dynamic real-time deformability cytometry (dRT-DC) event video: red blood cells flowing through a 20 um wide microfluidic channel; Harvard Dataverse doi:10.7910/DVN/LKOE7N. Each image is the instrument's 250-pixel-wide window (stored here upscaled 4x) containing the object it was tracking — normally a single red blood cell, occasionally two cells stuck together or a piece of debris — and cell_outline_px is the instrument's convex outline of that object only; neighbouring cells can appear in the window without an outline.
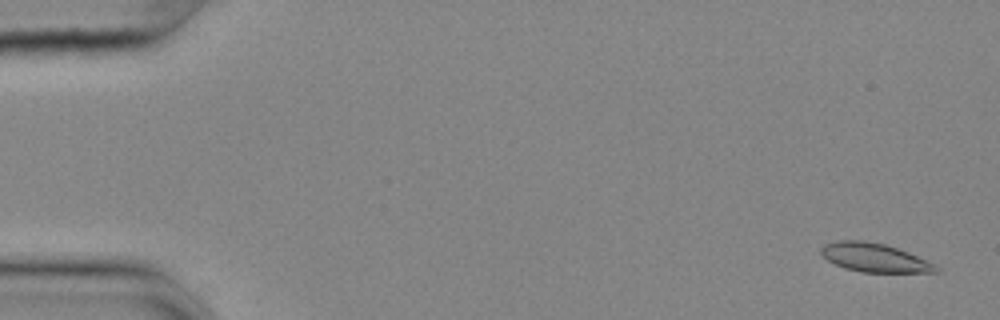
{"species": "common noctule bat (a hibernating species)", "species_latin": "Nyctalus noctula", "temperature_condition": "cold", "stored_images_in_passage": 58, "segment_of_instrument_passage": [1, 2], "camera_frame_rate_fps": 3000, "um_per_image_px": 0.085, "animal": {"sex": "female", "body_mass_g": 25.1}, "frame": {"image": 1, "passage_image": 3, "time_ms": 0.667, "image_size_px": [1000, 320], "cell_outline_px": [[940, 272], [860, 272], [844, 268], [828, 260], [820, 252], [820, 248], [824, 244], [836, 240], [864, 240], [884, 244], [908, 252], [936, 264], [940, 268]], "centroid_in_image_um": [74.33, 21.89], "position_along_channel_um": 10.7, "area_um2": 19.25}}
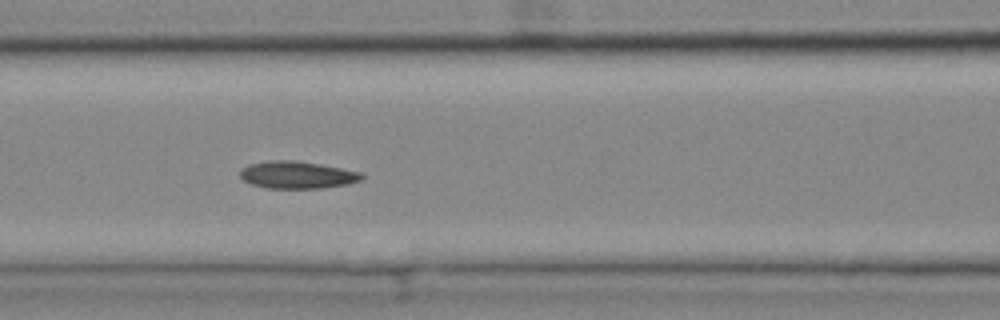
{"frame": {"image": 2, "passage_image": 25, "time_ms": 8.0, "image_size_px": [1000, 320], "cell_outline_px": [[364, 176], [360, 180], [348, 184], [324, 188], [268, 188], [252, 184], [244, 180], [240, 176], [240, 168], [248, 164], [268, 160], [296, 160], [320, 164], [360, 172]], "centroid_in_image_um": [25.23, 14.86], "position_along_channel_um": 141.4, "area_um2": 19.36}}
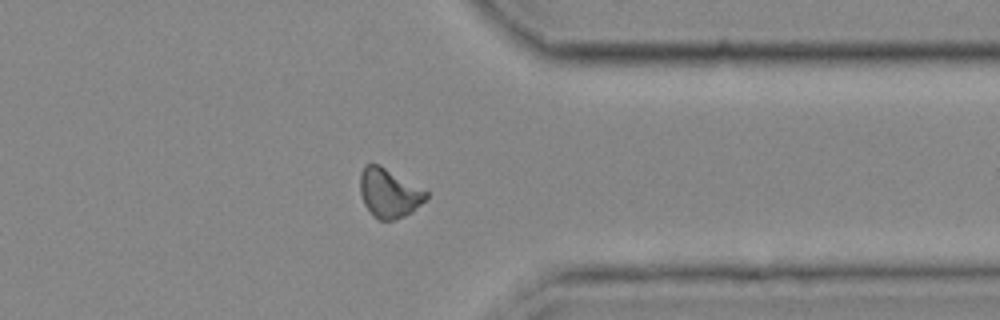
{"frame": {"image": 3, "passage_image": 45, "time_ms": 14.667, "image_size_px": [1000, 320], "cell_outline_px": [[428, 196], [412, 212], [396, 220], [380, 220], [364, 204], [360, 192], [360, 172], [364, 164], [380, 164], [428, 192]], "centroid_in_image_um": [33.05, 16.39], "position_along_channel_um": 378.4, "area_um2": 18.67}}